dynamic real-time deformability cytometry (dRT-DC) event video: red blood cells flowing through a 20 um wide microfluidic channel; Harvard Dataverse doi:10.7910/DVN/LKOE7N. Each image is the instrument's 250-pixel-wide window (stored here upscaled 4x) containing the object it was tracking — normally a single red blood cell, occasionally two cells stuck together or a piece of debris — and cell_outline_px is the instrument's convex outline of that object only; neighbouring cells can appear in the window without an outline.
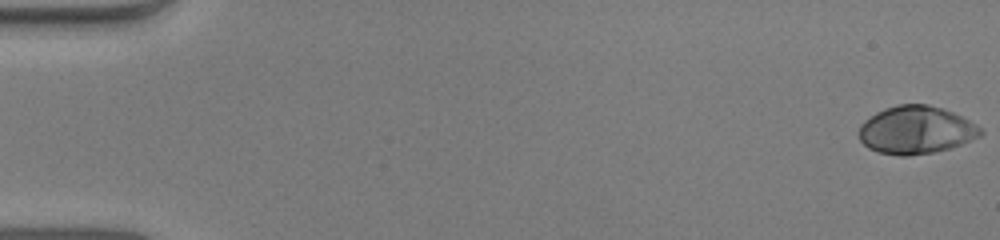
{"species": "human", "species_latin": "Homo sapiens", "temperature_condition": "warm", "stored_images_in_passage": 52, "camera_frame_rate_fps": 3000, "um_per_image_px": 0.085, "donor": {"sex": "male"}, "frame": {"image": 1, "passage_image": 1, "time_ms": 0.0, "image_size_px": [1000, 240], "cell_outline_px": [[984, 132], [980, 136], [952, 148], [932, 152], [908, 156], [900, 156], [876, 152], [868, 148], [860, 140], [856, 132], [860, 124], [864, 120], [876, 112], [884, 108], [900, 104], [928, 104], [952, 112], [976, 124]], "centroid_in_image_um": [77.81, 11.06], "position_along_channel_um": 7.2, "area_um2": 34.1}}
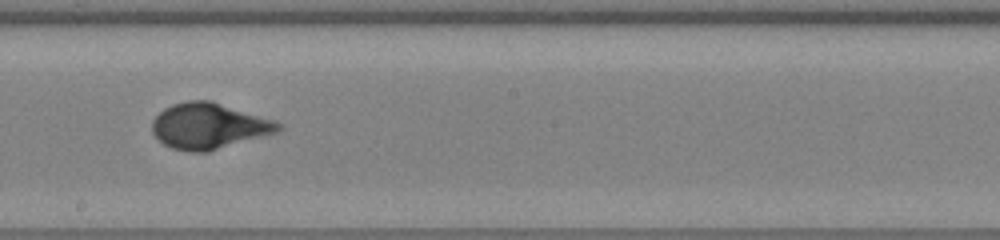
{"frame": {"image": 2, "passage_image": 30, "time_ms": 9.667, "image_size_px": [1000, 240], "cell_outline_px": [[284, 128], [280, 132], [208, 152], [188, 152], [172, 148], [164, 144], [152, 132], [152, 120], [164, 108], [172, 104], [188, 100], [212, 100], [276, 120], [284, 124]], "centroid_in_image_um": [17.82, 10.71], "position_along_channel_um": 230.4, "area_um2": 34.28}}
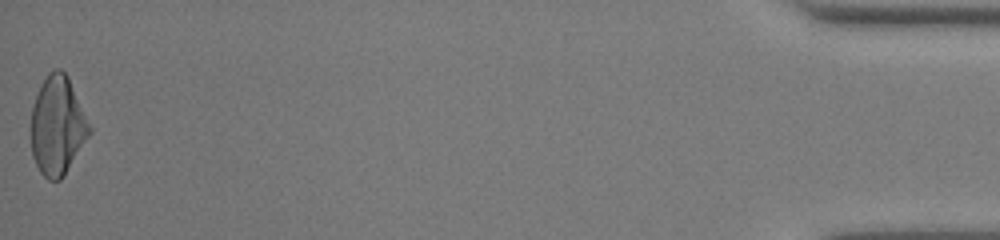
{"frame": {"image": 3, "passage_image": 52, "time_ms": 17.0, "image_size_px": [1000, 240], "cell_outline_px": [[92, 132], [64, 176], [60, 180], [48, 180], [40, 172], [32, 156], [32, 108], [40, 84], [48, 72], [56, 68], [60, 68], [68, 76], [92, 128]], "centroid_in_image_um": [4.9, 10.68], "position_along_channel_um": 430.3, "area_um2": 33.64}, "authors_computed_cell_mechanics": {"area_um2": 32.5992, "velocity_mm_per_s": 4.0471, "shape_relaxation_time_tau1_ms": 4.3514, "shape_relaxation_time_tau2_ms": null, "deformation_change_tau1": 0.2264, "deformation_change_tau2": null}}